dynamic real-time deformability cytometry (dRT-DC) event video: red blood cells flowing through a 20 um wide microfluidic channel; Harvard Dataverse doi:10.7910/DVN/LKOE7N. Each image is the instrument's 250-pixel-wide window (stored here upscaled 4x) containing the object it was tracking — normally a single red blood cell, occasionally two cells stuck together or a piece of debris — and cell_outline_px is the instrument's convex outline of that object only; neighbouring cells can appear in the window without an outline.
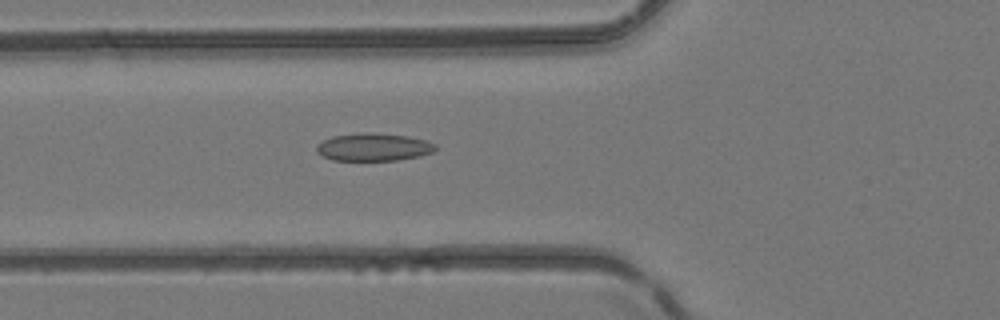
{"species": "common noctule bat (a hibernating species)", "species_latin": "Nyctalus noctula", "temperature_condition": "room temperature", "stored_images_in_passage": 41, "camera_frame_rate_fps": 3000, "um_per_image_px": 0.085, "animal": {"sex": "female", "body_mass_g": 24.6, "forearm_length_mm": 56.2}, "frame": {"image": 1, "passage_image": 20, "time_ms": 6.333, "image_size_px": [1000, 320], "cell_outline_px": [[436, 148], [432, 152], [420, 156], [396, 160], [332, 160], [316, 152], [316, 144], [332, 136], [360, 132], [372, 132], [408, 136], [428, 140], [436, 144]], "centroid_in_image_um": [31.75, 12.49], "position_along_channel_um": 94.0, "area_um2": 19.36}}
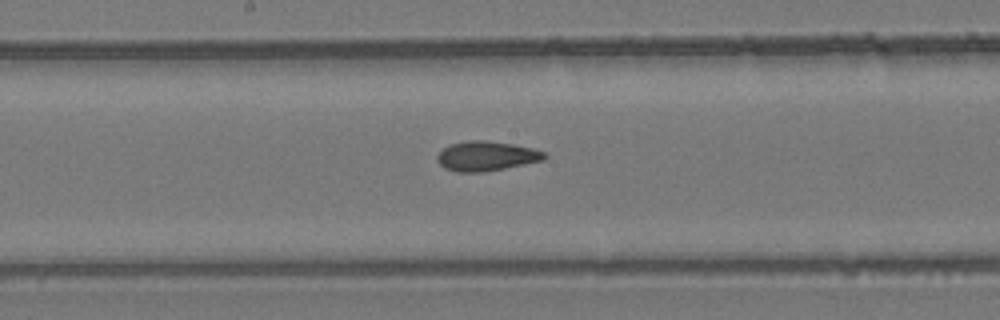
{"frame": {"image": 2, "passage_image": 28, "time_ms": 9.0, "image_size_px": [1000, 320], "cell_outline_px": [[548, 156], [544, 160], [484, 172], [456, 172], [444, 168], [436, 160], [436, 156], [448, 144], [468, 140], [484, 140], [512, 144], [532, 148], [544, 152]], "centroid_in_image_um": [41.31, 13.26], "position_along_channel_um": 206.9, "area_um2": 18.55}}
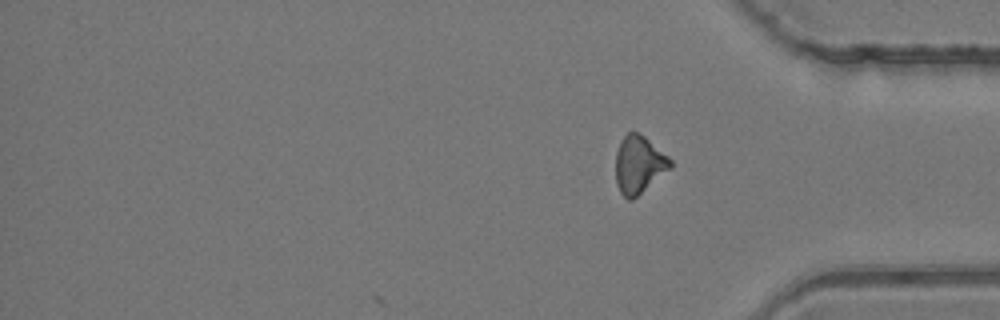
{"frame": {"image": 3, "passage_image": 41, "time_ms": 13.333, "image_size_px": [1000, 320], "cell_outline_px": [[672, 168], [632, 200], [628, 200], [620, 192], [616, 184], [616, 152], [624, 136], [628, 132], [636, 132], [644, 136], [668, 156], [672, 160]], "centroid_in_image_um": [54.32, 14.01], "position_along_channel_um": 380.9, "area_um2": 18.26}, "authors_computed_cell_mechanics": {"area_um2": 18.9006, "velocity_mm_per_s": 4.1943, "shape_relaxation_time_tau1_ms": null, "shape_relaxation_time_tau2_ms": 2.2752, "deformation_change_tau1": null, "deformation_change_tau2": 0.0882}}